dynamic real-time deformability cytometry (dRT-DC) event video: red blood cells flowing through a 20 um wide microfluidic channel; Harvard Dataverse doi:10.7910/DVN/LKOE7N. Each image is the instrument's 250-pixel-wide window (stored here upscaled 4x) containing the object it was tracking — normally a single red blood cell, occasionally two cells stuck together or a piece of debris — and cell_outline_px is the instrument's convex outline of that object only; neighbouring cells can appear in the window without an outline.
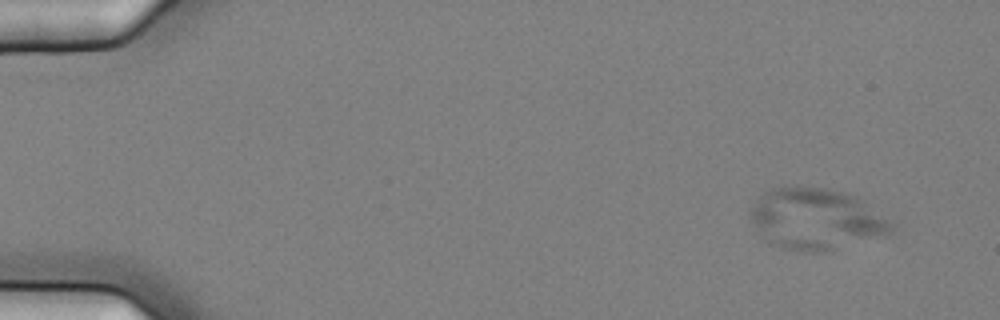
{"species": "common noctule bat (a hibernating species)", "species_latin": "Nyctalus noctula", "temperature_condition": "cold", "stored_images_in_passage": 5, "camera_frame_rate_fps": 3000, "um_per_image_px": 0.085, "animal": {"sex": "female", "body_mass_g": 25.1}, "frame": {"image": 1, "passage_image": 1, "time_ms": 0.0, "image_size_px": [1000, 320], "cell_outline_px": [[896, 228], [892, 232], [884, 236], [824, 252], [800, 252], [780, 248], [764, 240], [748, 216], [748, 212], [752, 204], [764, 192], [772, 188], [800, 184], [828, 188], [844, 192], [856, 196], [896, 224]], "centroid_in_image_um": [69.34, 18.6], "position_along_channel_um": 15.7, "area_um2": 51.44}}
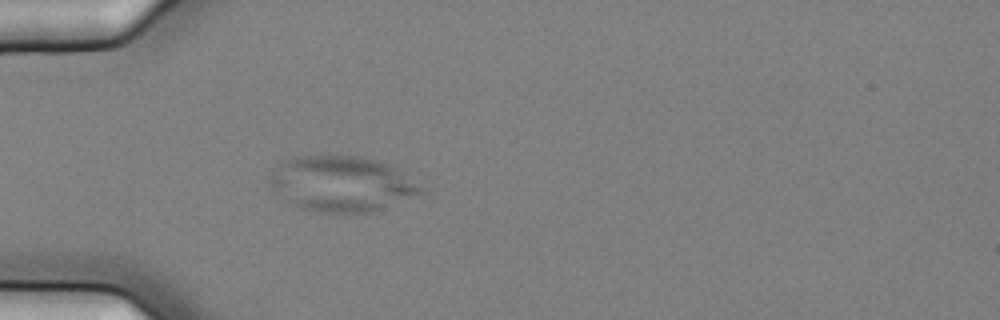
{"frame": {"image": 2, "passage_image": 5, "time_ms": 1.333, "image_size_px": [1000, 320], "cell_outline_px": [[428, 192], [372, 212], [348, 216], [316, 212], [300, 208], [276, 196], [272, 184], [272, 168], [284, 160], [292, 156], [336, 152], [376, 160], [392, 164], [424, 188]], "centroid_in_image_um": [29.04, 15.62], "position_along_channel_um": 56.0, "area_um2": 50.81}}